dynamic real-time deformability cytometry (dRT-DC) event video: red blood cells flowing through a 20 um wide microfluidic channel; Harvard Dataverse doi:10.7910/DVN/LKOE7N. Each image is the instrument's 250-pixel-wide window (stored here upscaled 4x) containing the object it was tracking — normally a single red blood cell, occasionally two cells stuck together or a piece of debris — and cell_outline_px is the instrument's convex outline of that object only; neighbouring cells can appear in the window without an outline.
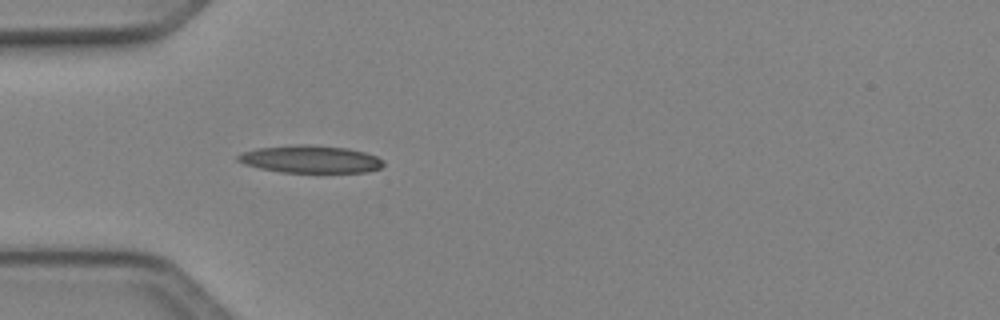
{"species": "Egyptian fruit bat (a non-hibernating species)", "species_latin": "Rousettus aegyptiacus", "temperature_condition": "cold", "stored_images_in_passage": 33, "camera_frame_rate_fps": 3000, "um_per_image_px": 0.085, "animal": {"sex": "female"}, "frame": {"image": 1, "passage_image": 1, "time_ms": 0.0, "image_size_px": [1000, 320], "cell_outline_px": [[384, 164], [380, 168], [368, 172], [280, 172], [260, 168], [244, 164], [236, 160], [236, 156], [244, 152], [256, 148], [296, 144], [304, 144], [348, 148], [364, 152], [376, 156], [384, 160]], "centroid_in_image_um": [26.38, 13.53], "position_along_channel_um": 58.6, "area_um2": 23.35}}
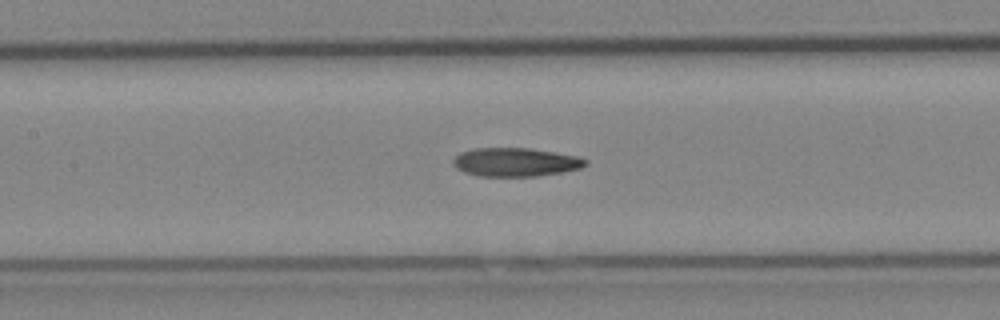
{"frame": {"image": 2, "passage_image": 9, "time_ms": 2.667, "image_size_px": [1000, 320], "cell_outline_px": [[588, 164], [580, 168], [564, 172], [536, 176], [476, 176], [464, 172], [456, 168], [452, 164], [452, 160], [460, 152], [472, 148], [532, 148], [580, 156], [588, 160]], "centroid_in_image_um": [43.83, 13.77], "position_along_channel_um": 163.6, "area_um2": 22.43}}
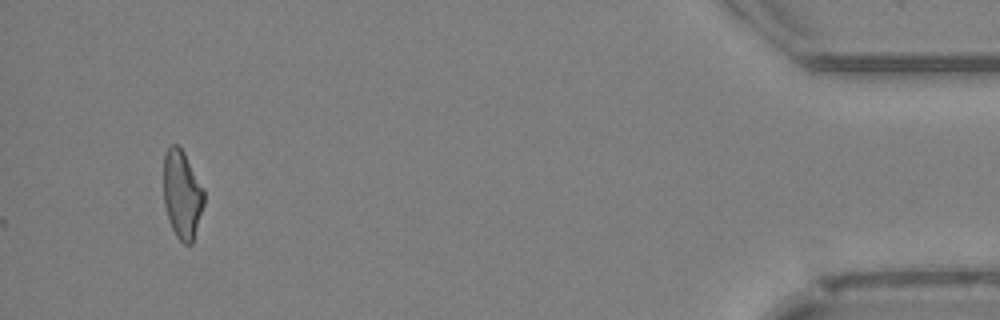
{"frame": {"image": 3, "passage_image": 33, "time_ms": 10.667, "image_size_px": [1000, 320], "cell_outline_px": [[204, 204], [192, 244], [184, 244], [176, 236], [172, 228], [164, 204], [164, 152], [172, 144], [176, 144], [184, 152], [204, 188]], "centroid_in_image_um": [15.49, 16.52], "position_along_channel_um": 419.7, "area_um2": 20.75}, "authors_computed_cell_mechanics": {"area_um2": 21.7906, "velocity_mm_per_s": 4.1162, "shape_relaxation_time_tau1_ms": 8.7842, "shape_relaxation_time_tau2_ms": 4.0055, "deformation_change_tau1": 0.2319, "deformation_change_tau2": 0.1362}}